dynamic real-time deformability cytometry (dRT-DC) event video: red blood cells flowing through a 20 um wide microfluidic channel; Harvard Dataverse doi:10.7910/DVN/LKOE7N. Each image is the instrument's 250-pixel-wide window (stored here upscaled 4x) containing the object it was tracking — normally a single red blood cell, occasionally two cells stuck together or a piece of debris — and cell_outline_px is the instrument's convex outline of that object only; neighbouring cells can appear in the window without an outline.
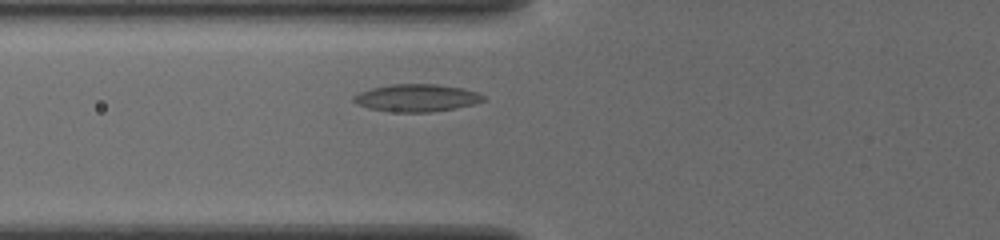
{"species": "common noctule bat (a hibernating species)", "species_latin": "Nyctalus noctula", "temperature_condition": "cold", "stored_images_in_passage": 40, "camera_frame_rate_fps": 3000, "um_per_image_px": 0.085, "animal": {"sex": "female", "body_mass_g": 19.5, "forearm_length_mm": 54.1}, "frame": {"image": 1, "passage_image": 8, "time_ms": 2.333, "image_size_px": [1000, 240], "cell_outline_px": [[484, 100], [472, 104], [456, 108], [428, 112], [400, 112], [368, 108], [356, 104], [352, 100], [352, 96], [360, 92], [372, 88], [392, 84], [436, 84], [464, 88], [476, 92], [484, 96]], "centroid_in_image_um": [35.39, 8.31], "position_along_channel_um": 90.4, "area_um2": 20.58}}
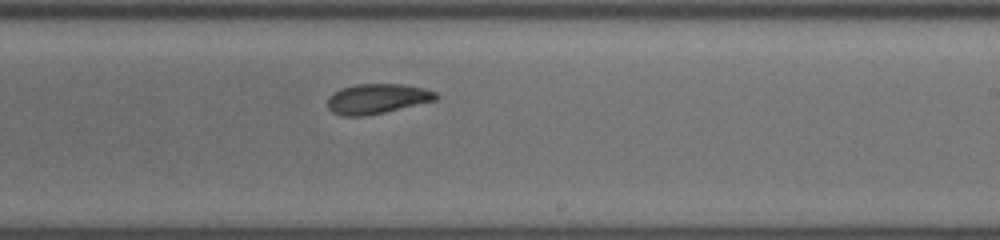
{"frame": {"image": 2, "passage_image": 21, "time_ms": 6.667, "image_size_px": [1000, 240], "cell_outline_px": [[440, 96], [436, 100], [384, 112], [364, 116], [344, 116], [332, 112], [328, 108], [328, 96], [340, 88], [356, 84], [400, 84], [424, 88], [436, 92]], "centroid_in_image_um": [32.04, 8.39], "position_along_channel_um": 257.0, "area_um2": 18.9}}
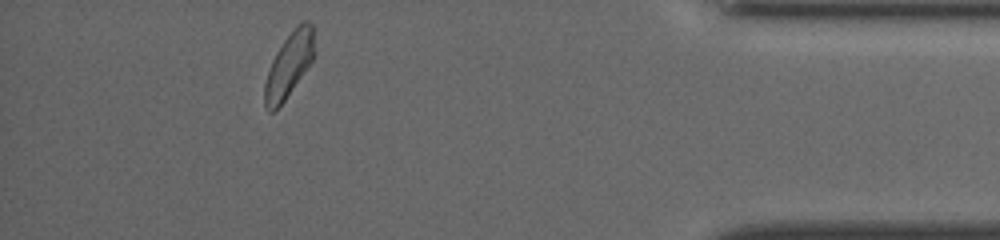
{"frame": {"image": 3, "passage_image": 36, "time_ms": 11.667, "image_size_px": [1000, 240], "cell_outline_px": [[316, 52], [312, 60], [284, 100], [272, 112], [268, 112], [264, 104], [264, 84], [272, 60], [276, 52], [284, 40], [296, 24], [300, 20], [308, 20], [312, 24]], "centroid_in_image_um": [24.58, 5.45], "position_along_channel_um": 410.6, "area_um2": 18.61}, "authors_computed_cell_mechanics": {"area_um2": 19.1607, "velocity_mm_per_s": 3.8494, "shape_relaxation_time_tau1_ms": 5.8203, "shape_relaxation_time_tau2_ms": 5.667, "deformation_change_tau1": 0.1154, "deformation_change_tau2": 0.1107}}